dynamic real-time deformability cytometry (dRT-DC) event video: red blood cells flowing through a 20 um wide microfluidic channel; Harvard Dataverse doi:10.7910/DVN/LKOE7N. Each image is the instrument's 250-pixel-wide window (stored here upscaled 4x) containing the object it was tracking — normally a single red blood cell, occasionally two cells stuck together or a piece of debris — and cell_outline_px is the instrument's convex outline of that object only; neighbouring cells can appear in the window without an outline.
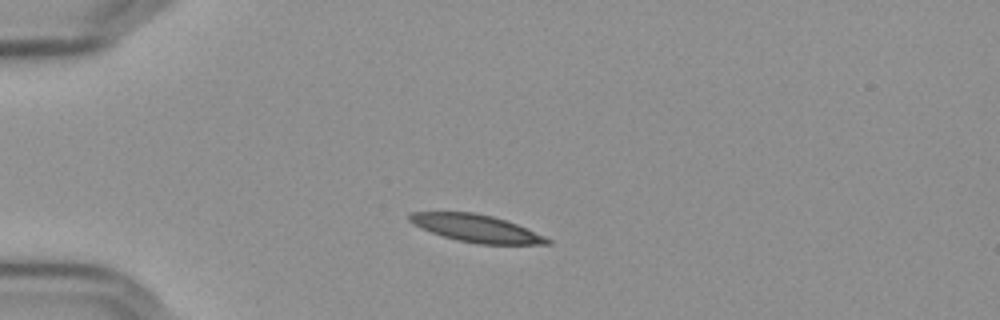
{"species": "Egyptian fruit bat (a non-hibernating species)", "species_latin": "Rousettus aegyptiacus", "temperature_condition": "cold", "stored_images_in_passage": 43, "camera_frame_rate_fps": 3000, "um_per_image_px": 0.085, "frame": {"image": 1, "passage_image": 1, "time_ms": 0.0, "image_size_px": [1000, 320], "cell_outline_px": [[552, 244], [476, 244], [456, 240], [420, 228], [412, 224], [408, 220], [408, 212], [476, 212], [492, 216], [516, 224], [544, 236], [552, 240]], "centroid_in_image_um": [40.44, 19.41], "position_along_channel_um": 44.6, "area_um2": 21.96}}
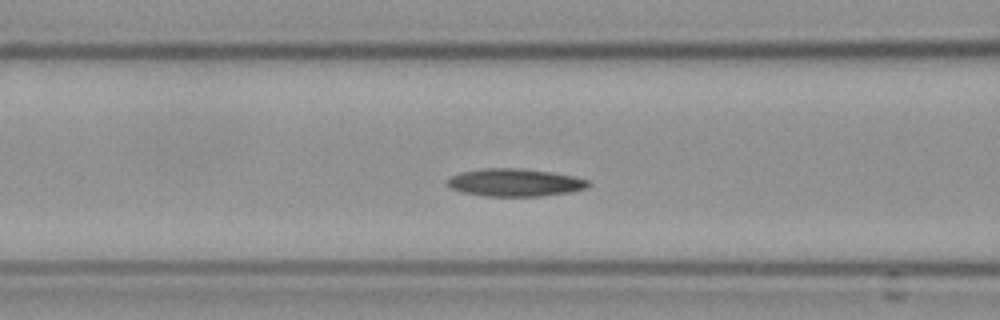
{"frame": {"image": 2, "passage_image": 10, "time_ms": 3.0, "image_size_px": [1000, 320], "cell_outline_px": [[592, 184], [588, 188], [572, 192], [540, 196], [484, 196], [460, 192], [452, 188], [448, 184], [448, 176], [460, 172], [484, 168], [520, 168], [552, 172], [572, 176], [588, 180]], "centroid_in_image_um": [43.78, 15.51], "position_along_channel_um": 122.8, "area_um2": 22.95}}
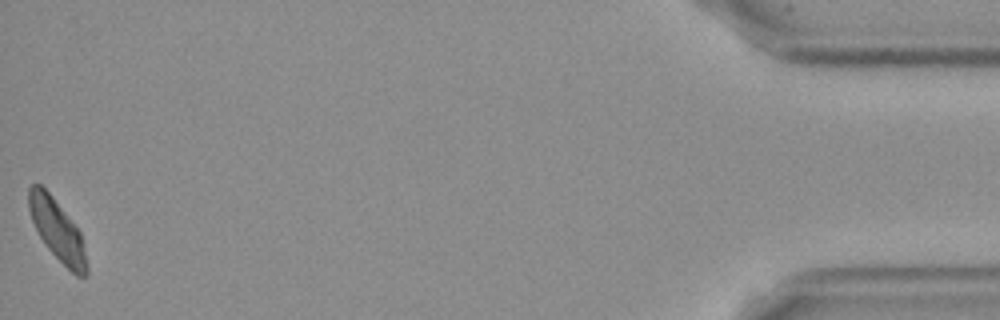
{"frame": {"image": 3, "passage_image": 43, "time_ms": 14.0, "image_size_px": [1000, 320], "cell_outline_px": [[88, 276], [76, 276], [44, 244], [32, 220], [28, 208], [28, 188], [32, 184], [40, 184], [52, 196], [80, 232], [88, 268]], "centroid_in_image_um": [4.85, 19.56], "position_along_channel_um": 430.3, "area_um2": 20.11}, "authors_computed_cell_mechanics": {"area_um2": 21.964, "velocity_mm_per_s": 3.5887, "shape_relaxation_time_tau1_ms": null, "shape_relaxation_time_tau2_ms": 3.2415, "deformation_change_tau1": null, "deformation_change_tau2": 0.0923}}